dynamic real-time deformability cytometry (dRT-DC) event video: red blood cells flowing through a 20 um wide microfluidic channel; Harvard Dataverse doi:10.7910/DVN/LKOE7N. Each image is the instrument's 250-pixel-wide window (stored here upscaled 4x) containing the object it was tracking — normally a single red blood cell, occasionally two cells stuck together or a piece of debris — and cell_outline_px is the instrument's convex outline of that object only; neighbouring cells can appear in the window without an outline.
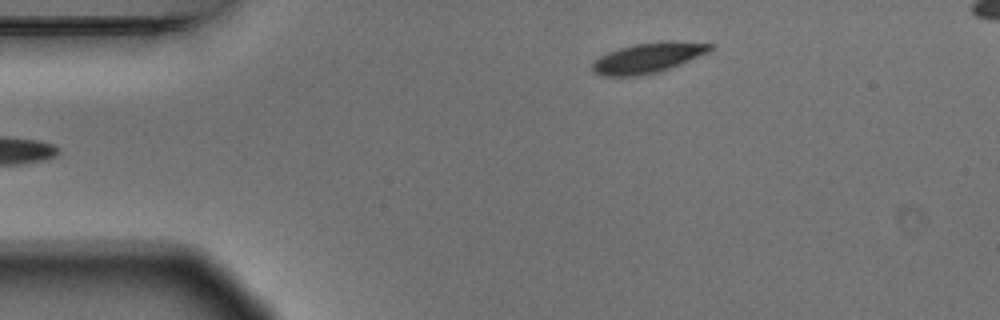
{"species": "Egyptian fruit bat (a non-hibernating species)", "species_latin": "Rousettus aegyptiacus", "temperature_condition": "warm", "stored_images_in_passage": 5, "camera_frame_rate_fps": 3000, "um_per_image_px": 0.085, "animal": {"sex": "male"}, "frame": {"image": 1, "passage_image": 5, "time_ms": 1.333, "image_size_px": [1000, 320], "cell_outline_px": [[716, 44], [708, 52], [668, 68], [656, 72], [640, 76], [604, 76], [592, 72], [592, 64], [600, 56], [608, 52], [620, 48], [636, 44], [660, 40], [668, 40]], "centroid_in_image_um": [55.06, 4.9], "position_along_channel_um": 29.9, "area_um2": 20.52}}